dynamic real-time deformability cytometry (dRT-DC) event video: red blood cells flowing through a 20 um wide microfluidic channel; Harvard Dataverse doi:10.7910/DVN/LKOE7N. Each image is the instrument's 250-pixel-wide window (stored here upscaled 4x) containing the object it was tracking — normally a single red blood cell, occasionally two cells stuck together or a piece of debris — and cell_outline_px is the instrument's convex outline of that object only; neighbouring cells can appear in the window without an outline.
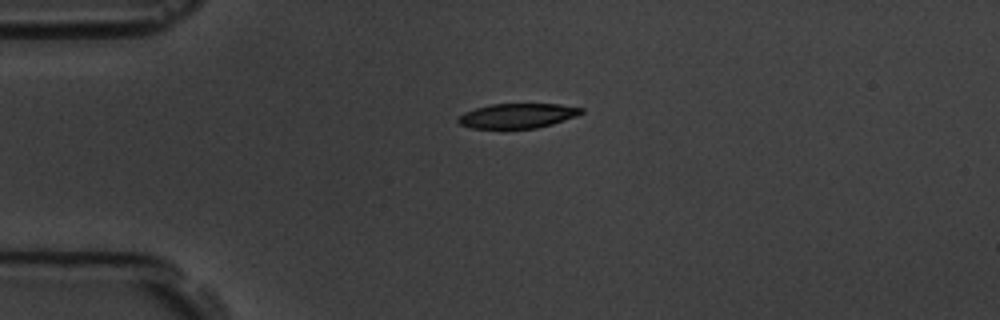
{"species": "common noctule bat (a hibernating species)", "species_latin": "Nyctalus noctula", "temperature_condition": "room temperature", "stored_images_in_passage": 45, "camera_frame_rate_fps": 3000, "um_per_image_px": 0.085, "animal": {"sex": "male", "body_mass_g": 19.5, "forearm_length_mm": 54.6}, "frame": {"image": 1, "passage_image": 1, "time_ms": 0.0, "image_size_px": [1000, 320], "cell_outline_px": [[584, 112], [576, 116], [552, 124], [536, 128], [472, 128], [460, 124], [456, 120], [464, 112], [476, 108], [492, 104], [560, 104], [584, 108]], "centroid_in_image_um": [44.01, 9.83], "position_along_channel_um": 41.0, "area_um2": 17.63}}
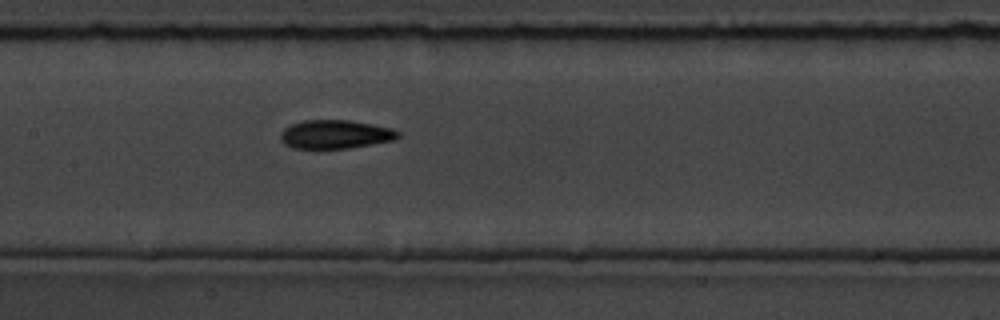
{"frame": {"image": 2, "passage_image": 15, "time_ms": 4.667, "image_size_px": [1000, 320], "cell_outline_px": [[400, 136], [396, 140], [348, 148], [292, 148], [284, 144], [280, 140], [280, 132], [284, 128], [292, 124], [304, 120], [348, 120], [372, 124], [392, 128], [400, 132]], "centroid_in_image_um": [28.5, 11.42], "position_along_channel_um": 178.9, "area_um2": 19.71}}
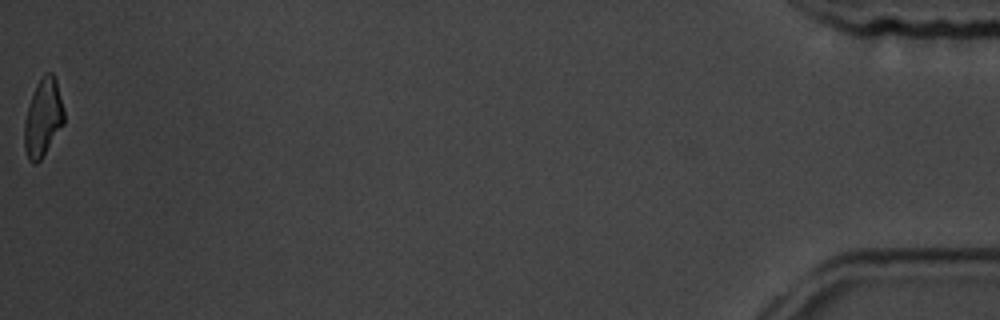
{"frame": {"image": 3, "passage_image": 45, "time_ms": 14.667, "image_size_px": [1000, 320], "cell_outline_px": [[64, 124], [40, 160], [36, 164], [32, 164], [28, 160], [24, 148], [24, 124], [28, 108], [36, 84], [44, 72], [52, 72], [56, 80], [64, 112]], "centroid_in_image_um": [3.65, 10.03], "position_along_channel_um": 431.5, "area_um2": 17.86}, "authors_computed_cell_mechanics": {"area_um2": 19.1318, "velocity_mm_per_s": 3.5357, "shape_relaxation_time_tau1_ms": 4.5281, "shape_relaxation_time_tau2_ms": 2.781, "deformation_change_tau1": 0.1651, "deformation_change_tau2": 0.0873}}